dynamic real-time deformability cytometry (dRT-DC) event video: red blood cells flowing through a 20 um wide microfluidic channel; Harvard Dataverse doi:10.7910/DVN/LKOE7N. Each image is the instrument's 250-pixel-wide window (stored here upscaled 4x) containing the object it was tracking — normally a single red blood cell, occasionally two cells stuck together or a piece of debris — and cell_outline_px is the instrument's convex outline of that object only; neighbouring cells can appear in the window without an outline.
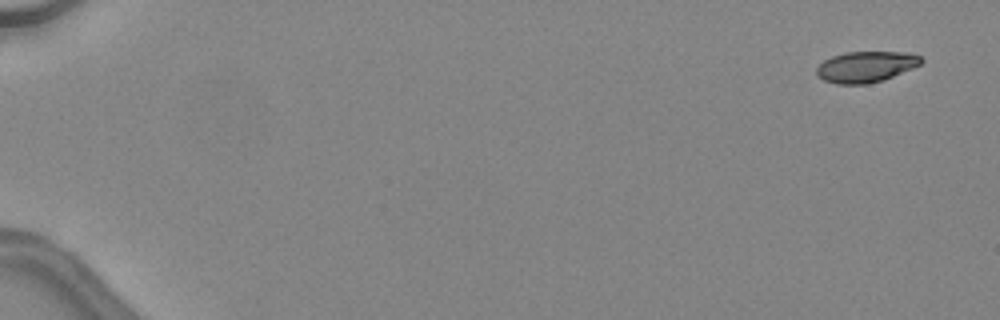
{"species": "common noctule bat (a hibernating species)", "species_latin": "Nyctalus noctula", "temperature_condition": "warm", "stored_images_in_passage": 46, "camera_frame_rate_fps": 3000, "um_per_image_px": 0.085, "animal": {"sex": "female", "body_mass_g": 24.6, "forearm_length_mm": 56.2}, "frame": {"image": 1, "passage_image": 1, "time_ms": 0.0, "image_size_px": [1000, 320], "cell_outline_px": [[924, 60], [920, 64], [912, 68], [884, 80], [868, 84], [836, 84], [824, 80], [816, 76], [816, 68], [824, 60], [832, 56], [848, 52], [904, 52], [920, 56]], "centroid_in_image_um": [73.58, 5.68], "position_along_channel_um": 11.4, "area_um2": 18.84}}
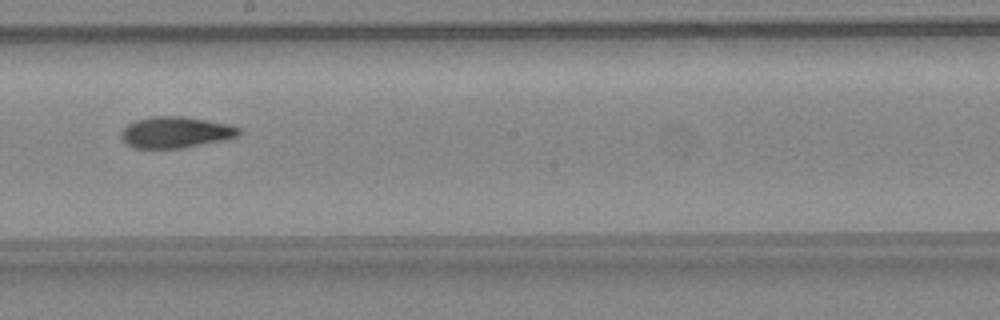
{"frame": {"image": 2, "passage_image": 28, "time_ms": 9.0, "image_size_px": [1000, 320], "cell_outline_px": [[240, 136], [184, 148], [132, 148], [120, 136], [120, 132], [128, 124], [136, 120], [152, 116], [184, 116], [228, 124], [240, 128]], "centroid_in_image_um": [14.92, 11.24], "position_along_channel_um": 233.3, "area_um2": 21.39}}
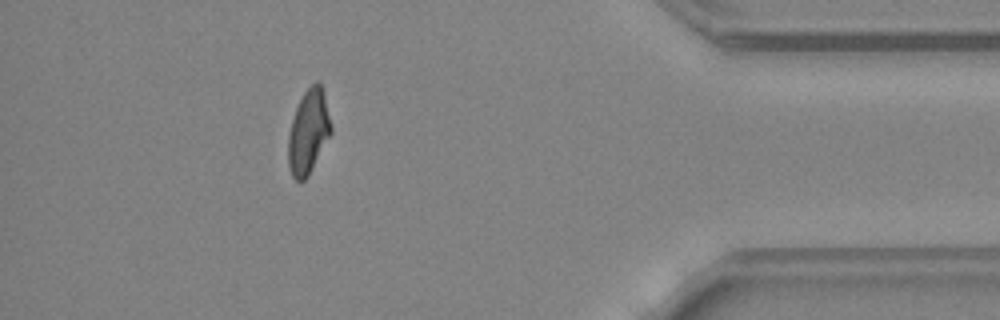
{"frame": {"image": 3, "passage_image": 42, "time_ms": 13.667, "image_size_px": [1000, 320], "cell_outline_px": [[332, 132], [308, 176], [300, 184], [292, 176], [288, 164], [288, 136], [292, 120], [296, 108], [304, 92], [316, 80], [320, 84], [324, 92], [332, 124]], "centroid_in_image_um": [26.22, 11.22], "position_along_channel_um": 409.0, "area_um2": 21.04}, "authors_computed_cell_mechanics": {"area_um2": 21.1259, "velocity_mm_per_s": 4.5492, "shape_relaxation_time_tau1_ms": 7.9113, "shape_relaxation_time_tau2_ms": 1.9608, "deformation_change_tau1": 0.2246, "deformation_change_tau2": 0.087}}